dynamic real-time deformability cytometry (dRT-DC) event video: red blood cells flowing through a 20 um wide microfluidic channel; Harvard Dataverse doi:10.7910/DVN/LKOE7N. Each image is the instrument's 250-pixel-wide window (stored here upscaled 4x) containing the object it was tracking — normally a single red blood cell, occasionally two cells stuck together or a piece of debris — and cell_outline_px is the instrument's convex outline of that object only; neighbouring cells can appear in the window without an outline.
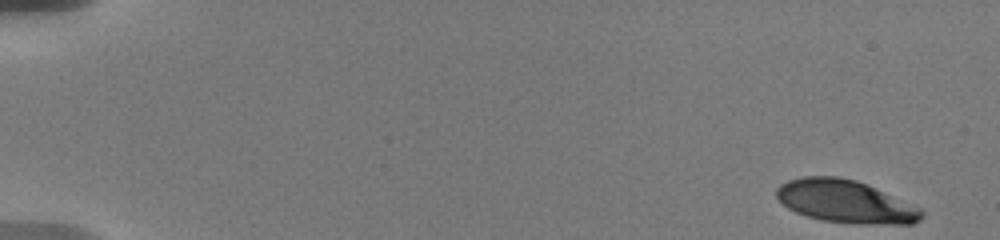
{"species": "human", "species_latin": "Homo sapiens", "temperature_condition": "warm", "stored_images_in_passage": 9, "camera_frame_rate_fps": 3000, "um_per_image_px": 0.085, "donor": {"sex": "male"}, "frame": {"image": 1, "passage_image": 1, "time_ms": 0.0, "image_size_px": [1000, 240], "cell_outline_px": [[924, 216], [920, 220], [912, 224], [860, 224], [820, 220], [796, 212], [788, 208], [776, 196], [776, 188], [780, 184], [788, 180], [804, 176], [836, 176], [856, 180], [920, 208], [924, 212]], "centroid_in_image_um": [71.85, 17.13], "position_along_channel_um": 13.2, "area_um2": 35.89}}
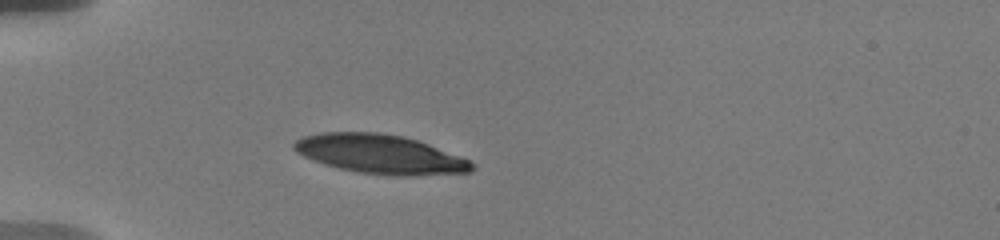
{"frame": {"image": 2, "passage_image": 9, "time_ms": 5.0, "image_size_px": [1000, 240], "cell_outline_px": [[476, 168], [472, 172], [408, 176], [404, 176], [360, 172], [340, 168], [324, 164], [304, 156], [296, 152], [292, 148], [292, 144], [296, 140], [304, 136], [320, 132], [380, 132], [404, 136], [428, 144], [468, 160], [476, 164]], "centroid_in_image_um": [32.31, 13.09], "position_along_channel_um": 52.7, "area_um2": 40.29}}